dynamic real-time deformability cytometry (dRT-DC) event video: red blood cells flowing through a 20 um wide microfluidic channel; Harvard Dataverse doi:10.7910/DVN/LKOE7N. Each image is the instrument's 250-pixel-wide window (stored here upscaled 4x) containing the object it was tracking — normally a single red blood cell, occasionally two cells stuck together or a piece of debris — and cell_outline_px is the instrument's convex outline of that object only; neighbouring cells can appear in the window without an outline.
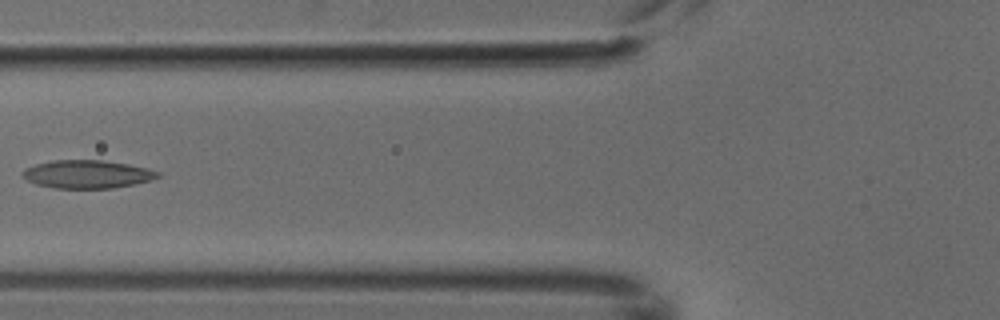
{"species": "common noctule bat (a hibernating species)", "species_latin": "Nyctalus noctula", "temperature_condition": "cold", "stored_images_in_passage": 7, "camera_frame_rate_fps": 3000, "um_per_image_px": 0.085, "animal": {"sex": "male", "body_mass_g": 18.8}, "frame": {"image": 1, "passage_image": 6, "time_ms": 1.667, "image_size_px": [1000, 320], "cell_outline_px": [[160, 176], [152, 180], [112, 188], [56, 188], [36, 184], [28, 180], [20, 172], [24, 168], [36, 164], [52, 160], [100, 160], [128, 164], [148, 168], [160, 172]], "centroid_in_image_um": [7.41, 14.8], "position_along_channel_um": 118.4, "area_um2": 22.08}}
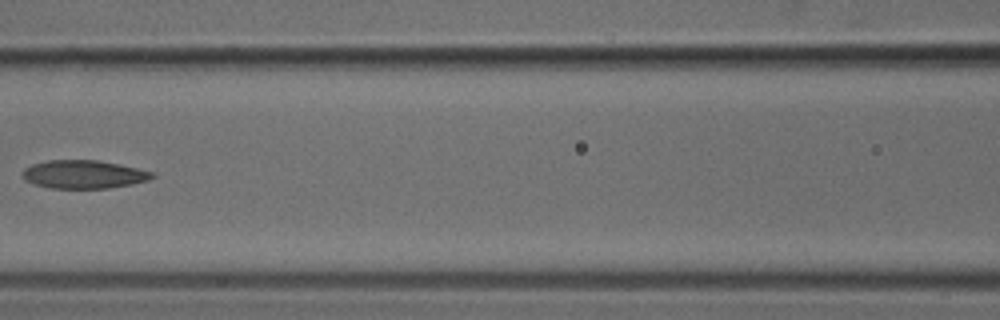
{"frame": {"image": 2, "passage_image": 7, "time_ms": 2.0, "image_size_px": [1000, 320], "cell_outline_px": [[156, 176], [148, 180], [132, 184], [108, 188], [52, 188], [36, 184], [24, 180], [20, 176], [20, 172], [24, 168], [32, 164], [48, 160], [96, 160], [120, 164], [152, 172]], "centroid_in_image_um": [7.07, 14.81], "position_along_channel_um": 159.5, "area_um2": 21.39}}